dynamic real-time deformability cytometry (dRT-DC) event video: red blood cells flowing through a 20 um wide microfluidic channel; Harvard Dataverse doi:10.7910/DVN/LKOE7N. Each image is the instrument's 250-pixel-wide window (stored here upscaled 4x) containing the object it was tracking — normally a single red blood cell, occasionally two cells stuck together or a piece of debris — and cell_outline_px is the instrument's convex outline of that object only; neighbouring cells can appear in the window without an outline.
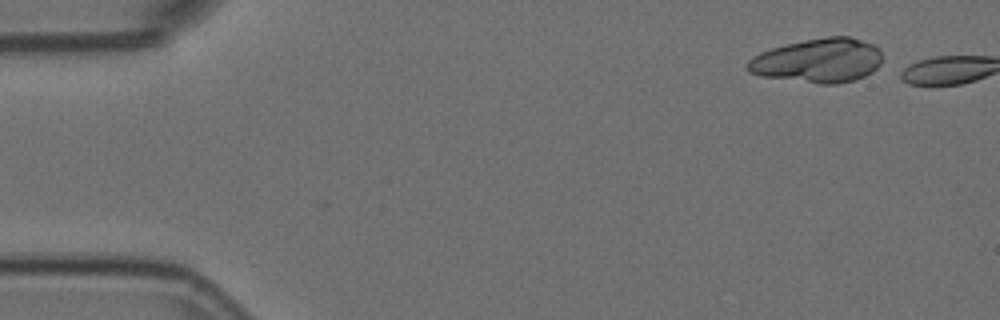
{"species": "Egyptian fruit bat (a non-hibernating species)", "species_latin": "Rousettus aegyptiacus", "temperature_condition": "room temperature", "stored_images_in_passage": 2, "camera_frame_rate_fps": 3000, "um_per_image_px": 0.085, "animal": {"sex": "female"}, "frame": {"image": 1, "passage_image": 2, "time_ms": 0.333, "image_size_px": [1000, 320], "cell_outline_px": [[884, 56], [880, 64], [872, 72], [856, 80], [836, 84], [820, 84], [760, 76], [748, 72], [744, 68], [748, 60], [752, 56], [760, 52], [772, 48], [804, 40], [828, 36], [852, 36], [872, 44], [880, 48]], "centroid_in_image_um": [69.55, 5.15], "position_along_channel_um": 15.5, "area_um2": 35.2}}